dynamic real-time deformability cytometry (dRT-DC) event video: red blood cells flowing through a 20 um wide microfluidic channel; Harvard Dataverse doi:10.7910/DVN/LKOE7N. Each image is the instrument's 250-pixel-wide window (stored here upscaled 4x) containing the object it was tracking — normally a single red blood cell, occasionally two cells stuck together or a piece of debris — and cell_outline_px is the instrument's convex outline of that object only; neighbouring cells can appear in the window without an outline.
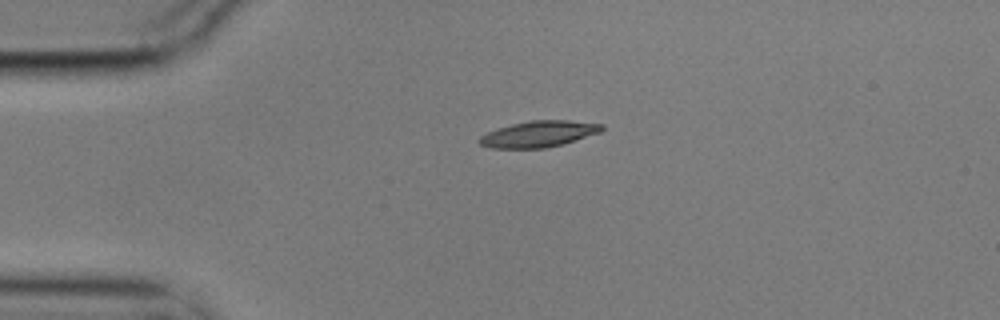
{"species": "common noctule bat (a hibernating species)", "species_latin": "Nyctalus noctula", "temperature_condition": "cold", "stored_images_in_passage": 2, "camera_frame_rate_fps": 3000, "um_per_image_px": 0.085, "animal": {"sex": "male", "body_mass_g": 17.9}, "frame": {"image": 1, "passage_image": 1, "time_ms": 0.0, "image_size_px": [1000, 320], "cell_outline_px": [[604, 128], [600, 132], [560, 144], [544, 148], [492, 148], [480, 144], [476, 140], [480, 136], [496, 128], [512, 124], [532, 120], [568, 120], [604, 124]], "centroid_in_image_um": [45.75, 11.38], "position_along_channel_um": 39.2, "area_um2": 18.5}}
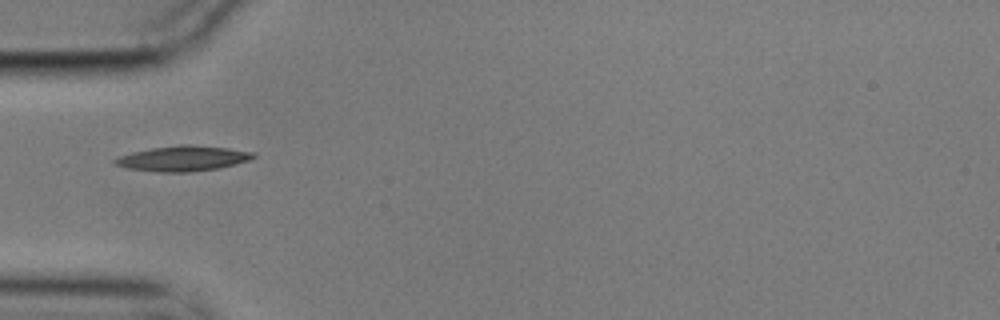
{"frame": {"image": 2, "passage_image": 2, "time_ms": 0.333, "image_size_px": [1000, 320], "cell_outline_px": [[256, 156], [248, 160], [236, 164], [220, 168], [188, 172], [160, 172], [128, 168], [116, 164], [112, 160], [120, 156], [132, 152], [152, 148], [180, 144], [188, 144], [228, 148], [256, 152]], "centroid_in_image_um": [15.59, 13.46], "position_along_channel_um": 69.4, "area_um2": 20.29}}